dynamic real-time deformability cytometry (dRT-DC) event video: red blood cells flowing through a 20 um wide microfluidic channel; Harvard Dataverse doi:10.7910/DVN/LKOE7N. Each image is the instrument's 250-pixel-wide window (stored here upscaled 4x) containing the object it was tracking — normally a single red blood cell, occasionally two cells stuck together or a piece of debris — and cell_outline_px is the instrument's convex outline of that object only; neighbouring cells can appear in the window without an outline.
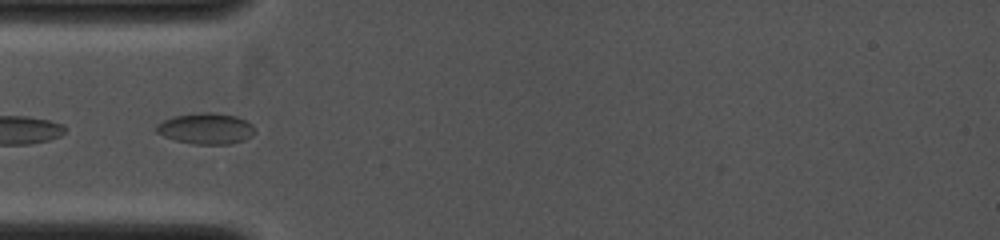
{"species": "common noctule bat (a hibernating species)", "species_latin": "Nyctalus noctula", "temperature_condition": "cold", "stored_images_in_passage": 7, "camera_frame_rate_fps": 4000, "um_per_image_px": 0.085, "animal": {"sex": "female", "body_mass_g": 19.0, "forearm_length_mm": 53.3}, "frame": {"image": 1, "passage_image": 1, "time_ms": 0.0, "image_size_px": [1000, 240], "cell_outline_px": [[252, 136], [244, 140], [228, 144], [192, 144], [176, 140], [164, 136], [156, 132], [156, 124], [164, 120], [176, 116], [200, 112], [212, 112], [236, 116], [252, 124]], "centroid_in_image_um": [17.48, 10.93], "position_along_channel_um": 67.5, "area_um2": 17.57}}